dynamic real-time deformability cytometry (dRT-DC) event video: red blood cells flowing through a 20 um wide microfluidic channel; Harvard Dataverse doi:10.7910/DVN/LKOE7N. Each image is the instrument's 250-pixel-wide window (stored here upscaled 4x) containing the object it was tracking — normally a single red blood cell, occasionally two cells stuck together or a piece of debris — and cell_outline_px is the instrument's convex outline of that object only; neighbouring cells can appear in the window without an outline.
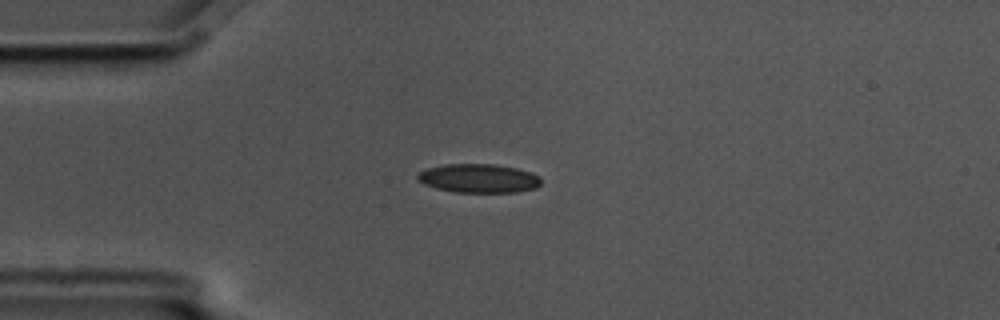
{"species": "common noctule bat (a hibernating species)", "species_latin": "Nyctalus noctula", "temperature_condition": "cold", "stored_images_in_passage": 14, "camera_frame_rate_fps": 3000, "um_per_image_px": 0.085, "animal": {"sex": "male", "body_mass_g": 17.5, "forearm_length_mm": 52.3}, "frame": {"image": 1, "passage_image": 3, "time_ms": 0.667, "image_size_px": [1000, 320], "cell_outline_px": [[540, 184], [536, 188], [516, 192], [452, 192], [436, 188], [424, 184], [416, 176], [420, 172], [428, 168], [444, 164], [496, 164], [516, 168], [532, 172], [540, 176]], "centroid_in_image_um": [40.71, 15.16], "position_along_channel_um": 44.3, "area_um2": 20.75}}
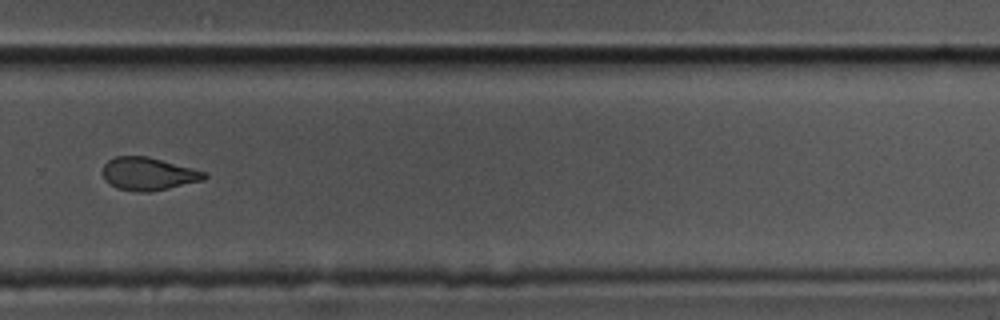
{"frame": {"image": 2, "passage_image": 10, "time_ms": 3.0, "image_size_px": [1000, 320], "cell_outline_px": [[208, 176], [204, 180], [152, 192], [140, 192], [116, 188], [108, 184], [104, 180], [104, 164], [108, 160], [116, 156], [148, 156], [208, 172]], "centroid_in_image_um": [12.63, 14.78], "position_along_channel_um": 317.2, "area_um2": 19.65}}
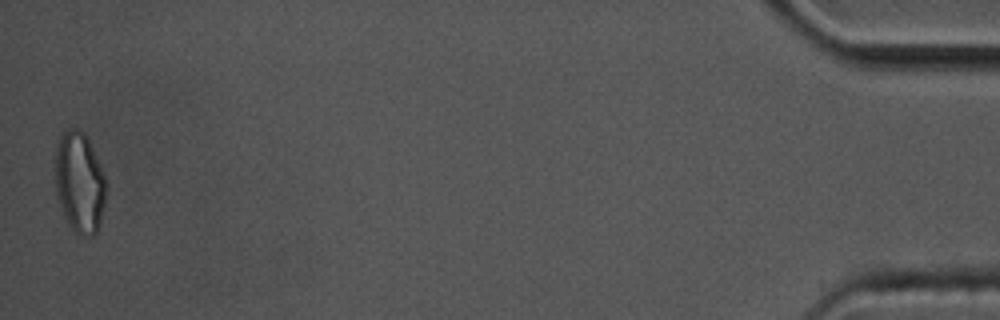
{"frame": {"image": 3, "passage_image": 14, "time_ms": 4.333, "image_size_px": [1000, 320], "cell_outline_px": [[104, 204], [100, 224], [96, 232], [92, 236], [80, 236], [68, 224], [64, 216], [56, 196], [56, 148], [60, 136], [64, 128], [76, 128], [84, 132], [100, 164], [104, 176]], "centroid_in_image_um": [6.74, 15.51], "position_along_channel_um": 428.5, "area_um2": 29.65}}